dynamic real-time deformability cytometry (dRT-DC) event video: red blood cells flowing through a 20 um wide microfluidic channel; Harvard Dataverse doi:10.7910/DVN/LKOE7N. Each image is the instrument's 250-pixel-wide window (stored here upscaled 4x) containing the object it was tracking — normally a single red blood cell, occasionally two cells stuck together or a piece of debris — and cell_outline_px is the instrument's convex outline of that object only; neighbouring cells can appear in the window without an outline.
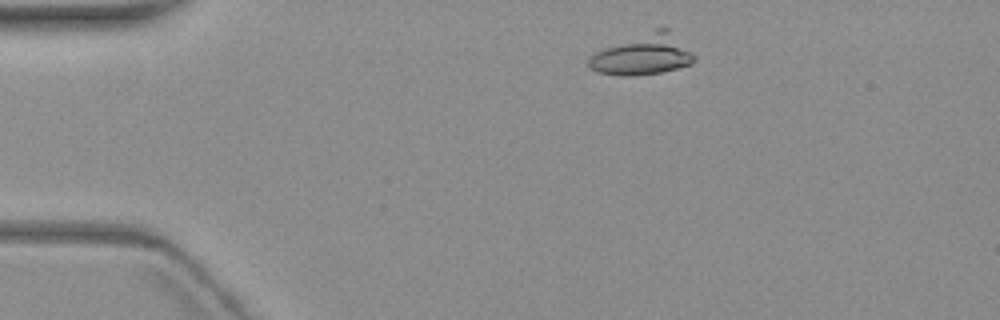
{"species": "common noctule bat (a hibernating species)", "species_latin": "Nyctalus noctula", "temperature_condition": "warm", "stored_images_in_passage": 3, "camera_frame_rate_fps": 3000, "um_per_image_px": 0.085, "animal": {"sex": "female", "body_mass_g": 19.3, "forearm_length_mm": 54.1}, "frame": {"image": 1, "passage_image": 1, "time_ms": 0.0, "image_size_px": [1000, 320], "cell_outline_px": [[696, 60], [688, 64], [676, 68], [660, 72], [628, 76], [624, 76], [596, 72], [588, 68], [588, 60], [596, 52], [604, 48], [656, 28], [668, 28], [696, 56]], "centroid_in_image_um": [54.64, 4.66], "position_along_channel_um": 30.4, "area_um2": 24.39}}